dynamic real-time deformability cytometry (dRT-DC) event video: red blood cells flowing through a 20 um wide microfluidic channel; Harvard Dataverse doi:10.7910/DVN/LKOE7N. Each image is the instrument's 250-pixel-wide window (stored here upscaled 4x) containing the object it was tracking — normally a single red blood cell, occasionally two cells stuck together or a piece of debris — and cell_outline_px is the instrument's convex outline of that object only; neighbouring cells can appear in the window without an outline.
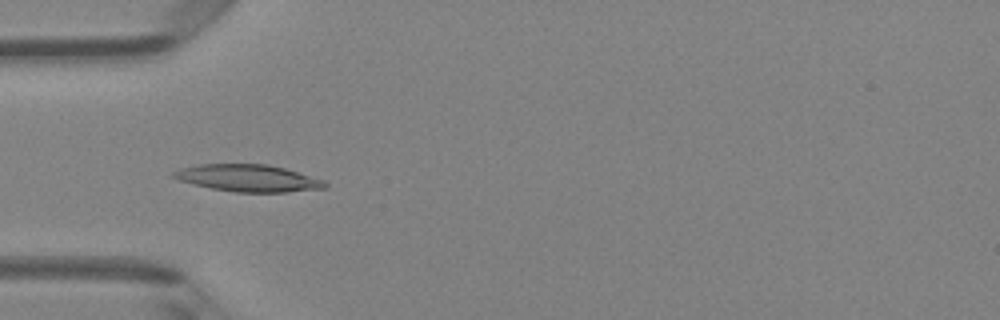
{"species": "Egyptian fruit bat (a non-hibernating species)", "species_latin": "Rousettus aegyptiacus", "temperature_condition": "room temperature", "stored_images_in_passage": 37, "camera_frame_rate_fps": 3000, "um_per_image_px": 0.085, "animal": {"sex": "female"}, "frame": {"image": 1, "passage_image": 7, "time_ms": 2.0, "image_size_px": [1000, 320], "cell_outline_px": [[328, 188], [288, 192], [236, 192], [212, 188], [180, 180], [172, 176], [172, 172], [180, 168], [200, 164], [268, 164], [284, 168], [324, 180], [328, 184]], "centroid_in_image_um": [21.14, 15.14], "position_along_channel_um": 63.9, "area_um2": 23.7}}
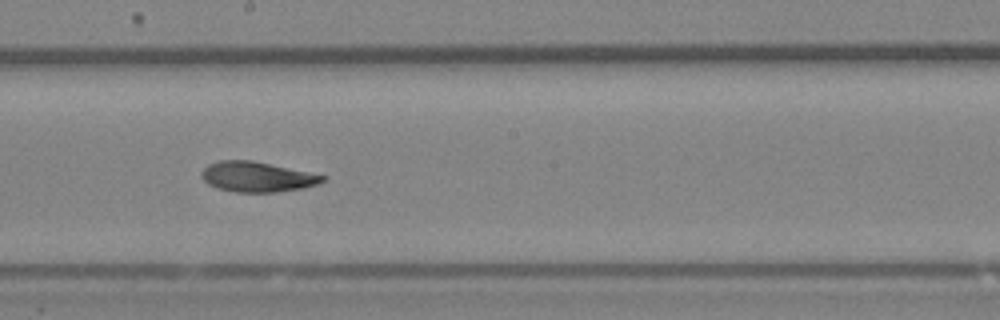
{"frame": {"image": 2, "passage_image": 19, "time_ms": 6.0, "image_size_px": [1000, 320], "cell_outline_px": [[328, 176], [324, 180], [316, 184], [304, 188], [276, 192], [236, 192], [216, 188], [208, 184], [200, 176], [200, 172], [208, 164], [216, 160], [252, 160]], "centroid_in_image_um": [21.81, 15.02], "position_along_channel_um": 226.4, "area_um2": 21.39}}
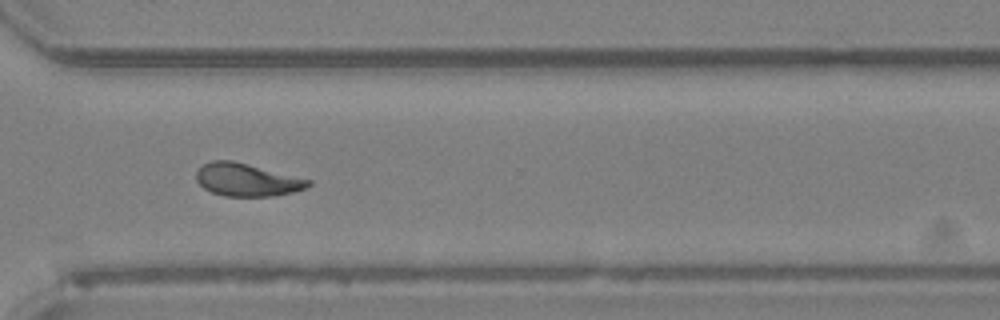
{"frame": {"image": 3, "passage_image": 28, "time_ms": 9.0, "image_size_px": [1000, 320], "cell_outline_px": [[312, 184], [308, 188], [292, 192], [272, 196], [224, 196], [212, 192], [204, 188], [196, 180], [196, 172], [204, 164], [212, 160], [232, 160], [312, 180]], "centroid_in_image_um": [21.0, 15.28], "position_along_channel_um": 349.6, "area_um2": 21.33}, "authors_computed_cell_mechanics": {"area_um2": 21.4438, "velocity_mm_per_s": 4.1008, "shape_relaxation_time_tau1_ms": 7.7024, "shape_relaxation_time_tau2_ms": 2.8201, "deformation_change_tau1": 0.2174, "deformation_change_tau2": 0.095}}